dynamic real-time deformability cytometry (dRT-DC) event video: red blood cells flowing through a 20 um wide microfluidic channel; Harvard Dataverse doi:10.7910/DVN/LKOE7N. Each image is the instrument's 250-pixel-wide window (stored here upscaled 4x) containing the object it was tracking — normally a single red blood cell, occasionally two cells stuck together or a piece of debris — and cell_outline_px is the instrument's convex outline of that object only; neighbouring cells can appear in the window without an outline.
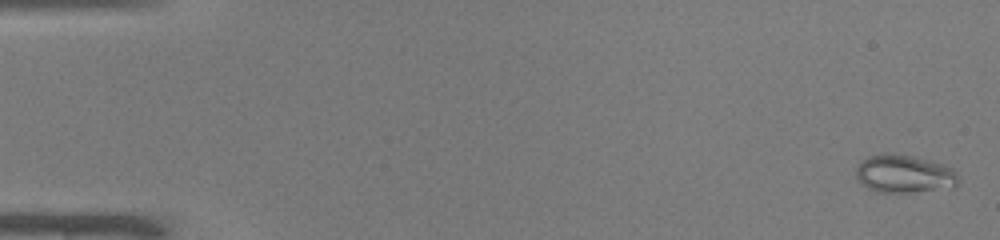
{"species": "common noctule bat (a hibernating species)", "species_latin": "Nyctalus noctula", "temperature_condition": "warm", "stored_images_in_passage": 23, "camera_frame_rate_fps": 3000, "um_per_image_px": 0.085, "animal": {"sex": "male", "body_mass_g": 19.0, "forearm_length_mm": 50.8}, "frame": {"image": 1, "passage_image": 1, "time_ms": 0.0, "image_size_px": [1000, 240], "cell_outline_px": [[960, 180], [956, 188], [908, 192], [876, 192], [868, 188], [856, 180], [856, 168], [860, 160], [868, 156], [912, 156], [944, 164], [952, 168], [956, 172]], "centroid_in_image_um": [76.9, 14.83], "position_along_channel_um": 8.1, "area_um2": 22.48}}